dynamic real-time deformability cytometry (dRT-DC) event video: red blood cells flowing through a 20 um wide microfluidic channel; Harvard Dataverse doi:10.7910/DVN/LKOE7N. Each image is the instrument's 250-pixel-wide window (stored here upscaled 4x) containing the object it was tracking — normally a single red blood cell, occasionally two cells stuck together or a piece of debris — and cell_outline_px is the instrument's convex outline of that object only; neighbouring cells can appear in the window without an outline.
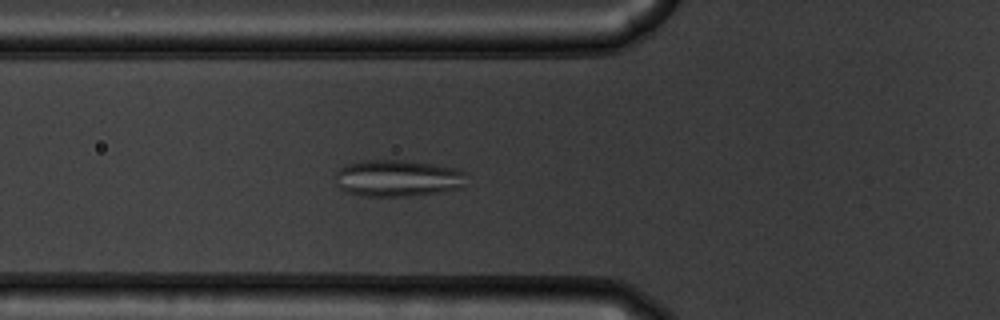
{"species": "common noctule bat (a hibernating species)", "species_latin": "Nyctalus noctula", "temperature_condition": "warm", "stored_images_in_passage": 54, "camera_frame_rate_fps": 3000, "um_per_image_px": 0.085, "animal": {"sex": "male", "body_mass_g": 19.5, "forearm_length_mm": 54.6}, "frame": {"image": 1, "passage_image": 20, "time_ms": 6.333, "image_size_px": [1000, 320], "cell_outline_px": [[464, 172], [460, 188], [444, 192], [412, 196], [364, 196], [348, 192], [340, 188], [332, 180], [332, 176], [344, 164], [364, 160], [408, 160], [456, 168]], "centroid_in_image_um": [33.71, 15.14], "position_along_channel_um": 92.1, "area_um2": 28.32}}
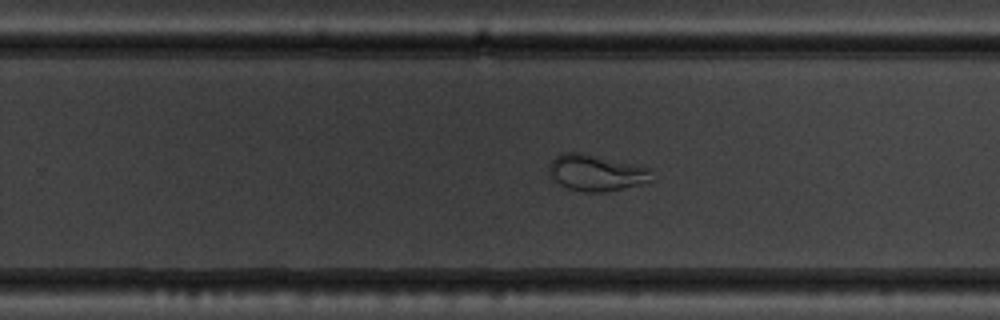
{"frame": {"image": 2, "passage_image": 35, "time_ms": 11.333, "image_size_px": [1000, 320], "cell_outline_px": [[652, 180], [640, 184], [604, 192], [584, 192], [568, 188], [552, 180], [548, 172], [548, 164], [556, 156], [564, 152], [580, 152], [652, 168]], "centroid_in_image_um": [50.64, 14.68], "position_along_channel_um": 279.2, "area_um2": 21.79}}
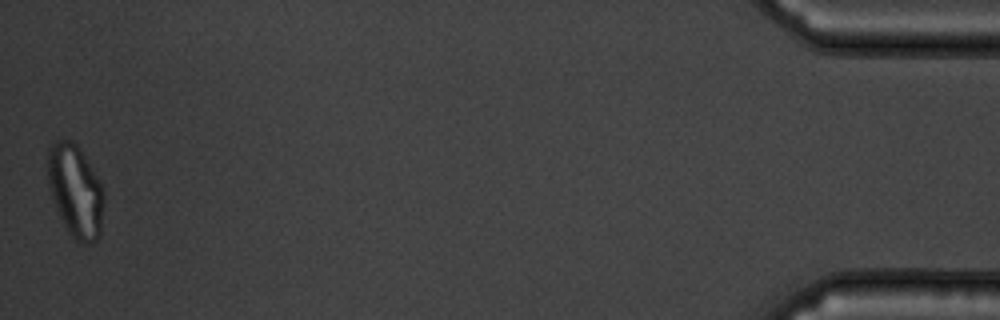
{"frame": {"image": 3, "passage_image": 54, "time_ms": 17.667, "image_size_px": [1000, 320], "cell_outline_px": [[104, 200], [100, 236], [96, 240], [88, 244], [80, 244], [68, 232], [52, 200], [48, 184], [48, 148], [56, 140], [72, 140], [80, 148], [100, 180], [104, 192]], "centroid_in_image_um": [6.42, 16.24], "position_along_channel_um": 428.8, "area_um2": 30.52}}